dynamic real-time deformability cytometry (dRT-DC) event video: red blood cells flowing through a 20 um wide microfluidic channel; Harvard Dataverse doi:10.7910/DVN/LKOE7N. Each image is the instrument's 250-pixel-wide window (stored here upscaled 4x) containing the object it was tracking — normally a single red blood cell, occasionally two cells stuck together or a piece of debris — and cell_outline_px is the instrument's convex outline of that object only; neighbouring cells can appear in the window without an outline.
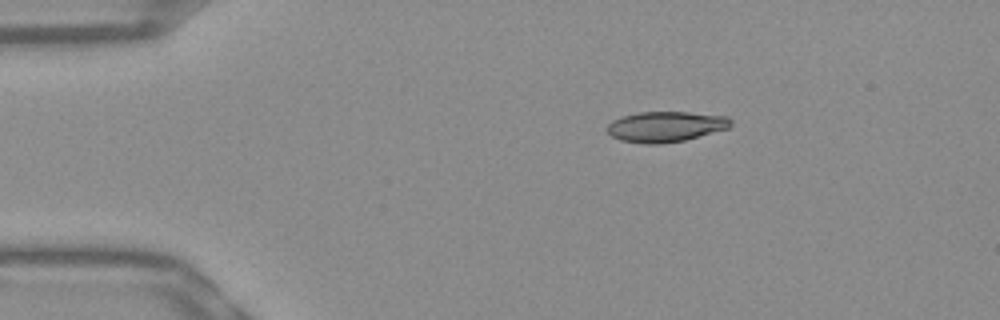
{"species": "Egyptian fruit bat (a non-hibernating species)", "species_latin": "Rousettus aegyptiacus", "temperature_condition": "warm", "stored_images_in_passage": 44, "camera_frame_rate_fps": 3000, "um_per_image_px": 0.085, "frame": {"image": 1, "passage_image": 1, "time_ms": 0.0, "image_size_px": [1000, 320], "cell_outline_px": [[732, 124], [728, 128], [684, 140], [660, 144], [644, 144], [620, 140], [612, 136], [608, 132], [608, 124], [612, 120], [624, 116], [640, 112], [688, 112], [728, 116], [732, 120]], "centroid_in_image_um": [56.59, 10.76], "position_along_channel_um": 28.4, "area_um2": 21.85}}
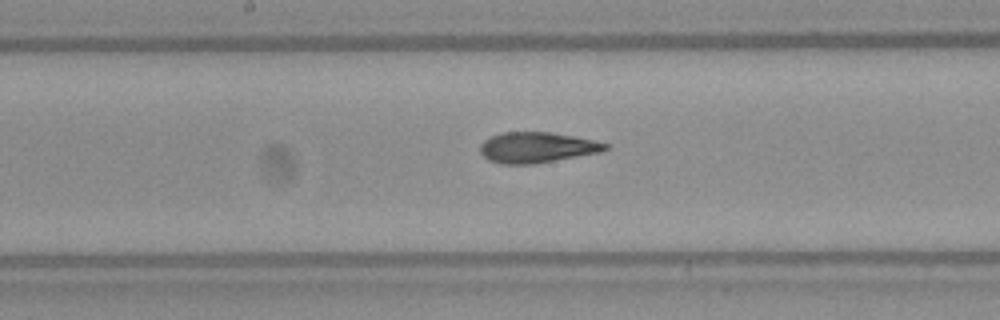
{"frame": {"image": 2, "passage_image": 19, "time_ms": 6.0, "image_size_px": [1000, 320], "cell_outline_px": [[608, 148], [600, 152], [536, 164], [500, 164], [488, 160], [480, 152], [480, 144], [484, 140], [500, 132], [548, 132], [572, 136], [592, 140], [608, 144]], "centroid_in_image_um": [45.59, 12.54], "position_along_channel_um": 202.6, "area_um2": 22.25}}
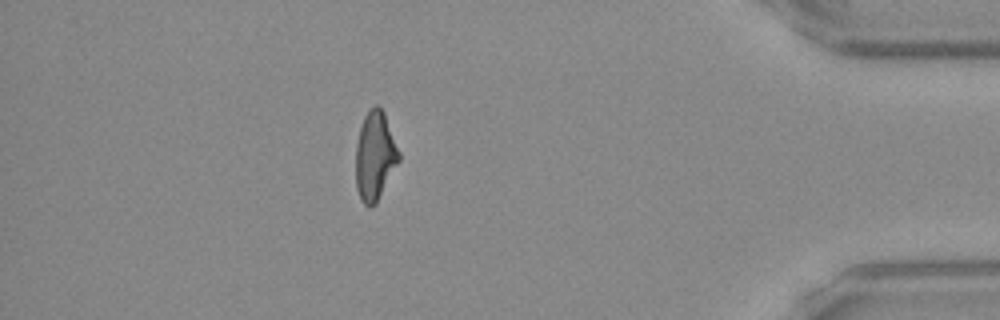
{"frame": {"image": 3, "passage_image": 38, "time_ms": 12.333, "image_size_px": [1000, 320], "cell_outline_px": [[400, 160], [376, 204], [368, 208], [360, 200], [356, 188], [356, 144], [360, 128], [364, 116], [376, 104], [384, 112], [400, 152]], "centroid_in_image_um": [31.87, 13.3], "position_along_channel_um": 403.3, "area_um2": 22.37}, "authors_computed_cell_mechanics": {"area_um2": 22.542, "velocity_mm_per_s": 3.8683, "shape_relaxation_time_tau1_ms": null, "shape_relaxation_time_tau2_ms": 2.1229, "deformation_change_tau1": null, "deformation_change_tau2": 0.0975}}